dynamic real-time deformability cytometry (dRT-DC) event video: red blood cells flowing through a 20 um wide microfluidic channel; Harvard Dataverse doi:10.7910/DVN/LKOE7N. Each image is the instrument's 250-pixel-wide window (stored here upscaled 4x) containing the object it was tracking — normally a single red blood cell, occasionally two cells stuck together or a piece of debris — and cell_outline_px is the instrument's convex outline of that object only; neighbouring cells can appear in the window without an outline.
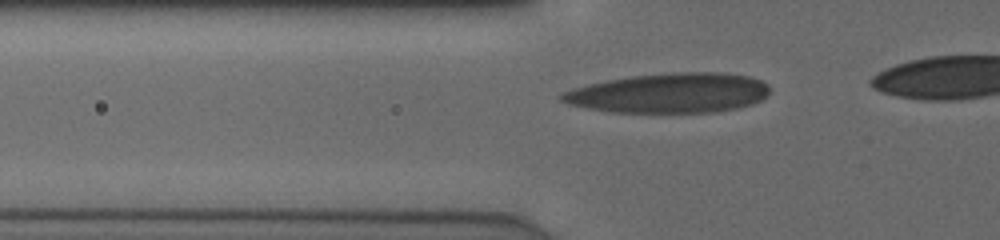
{"species": "human", "species_latin": "Homo sapiens", "temperature_condition": "cold", "stored_images_in_passage": 32, "camera_frame_rate_fps": 3000, "um_per_image_px": 0.085, "donor": {"sex": "male"}, "frame": {"image": 1, "passage_image": 4, "time_ms": 1.0, "image_size_px": [1000, 240], "cell_outline_px": [[768, 96], [752, 104], [736, 108], [716, 112], [608, 112], [568, 104], [560, 100], [556, 96], [572, 88], [588, 84], [608, 80], [632, 76], [672, 72], [724, 72], [748, 76], [760, 80], [768, 84]], "centroid_in_image_um": [56.89, 7.9], "position_along_channel_um": 68.9, "area_um2": 48.32}}
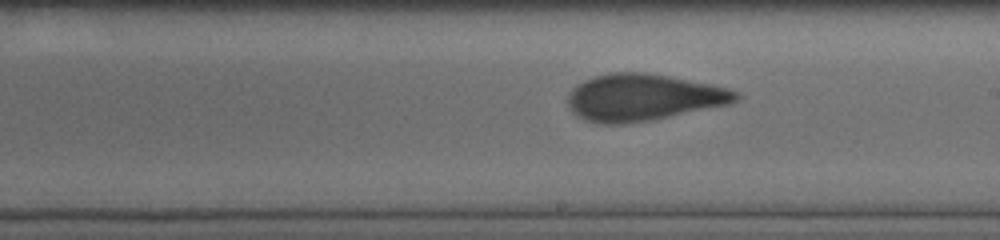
{"frame": {"image": 2, "passage_image": 17, "time_ms": 5.333, "image_size_px": [1000, 240], "cell_outline_px": [[740, 96], [736, 100], [728, 104], [648, 120], [624, 124], [596, 124], [584, 120], [576, 116], [572, 112], [568, 104], [568, 92], [572, 88], [584, 80], [592, 76], [612, 72], [648, 72], [728, 88], [736, 92]], "centroid_in_image_um": [54.57, 8.28], "position_along_channel_um": 234.4, "area_um2": 45.55}}
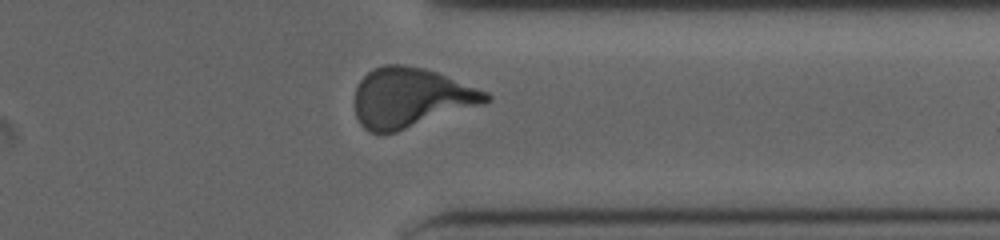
{"frame": {"image": 3, "passage_image": 28, "time_ms": 9.0, "image_size_px": [1000, 240], "cell_outline_px": [[492, 100], [484, 104], [396, 132], [380, 136], [368, 132], [360, 124], [356, 116], [356, 88], [360, 80], [372, 68], [384, 64], [404, 64], [424, 68], [436, 72], [488, 92], [492, 96]], "centroid_in_image_um": [34.9, 8.32], "position_along_channel_um": 376.5, "area_um2": 45.95}}